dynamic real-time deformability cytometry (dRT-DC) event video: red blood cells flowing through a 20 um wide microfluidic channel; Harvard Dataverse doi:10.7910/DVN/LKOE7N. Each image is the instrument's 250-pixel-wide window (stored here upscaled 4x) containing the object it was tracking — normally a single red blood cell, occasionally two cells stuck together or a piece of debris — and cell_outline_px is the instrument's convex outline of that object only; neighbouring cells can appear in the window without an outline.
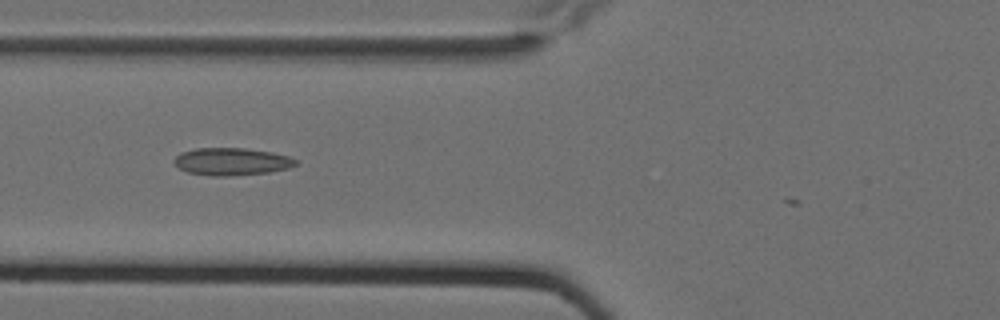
{"species": "Egyptian fruit bat (a non-hibernating species)", "species_latin": "Rousettus aegyptiacus", "temperature_condition": "cold", "stored_images_in_passage": 10, "camera_frame_rate_fps": 3000, "um_per_image_px": 0.085, "animal": {"sex": "female"}, "frame": {"image": 1, "passage_image": 7, "time_ms": 2.0, "image_size_px": [1000, 320], "cell_outline_px": [[296, 164], [288, 168], [268, 172], [228, 176], [212, 176], [188, 172], [180, 168], [172, 160], [180, 152], [196, 148], [244, 148], [272, 152], [288, 156], [296, 160]], "centroid_in_image_um": [19.66, 13.72], "position_along_channel_um": 106.1, "area_um2": 19.31}}
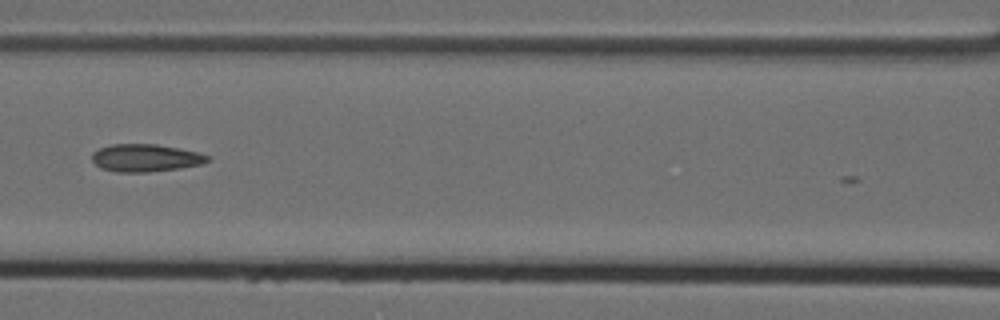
{"frame": {"image": 2, "passage_image": 8, "time_ms": 2.333, "image_size_px": [1000, 320], "cell_outline_px": [[212, 160], [200, 164], [180, 168], [148, 172], [116, 172], [100, 168], [92, 160], [92, 152], [100, 148], [112, 144], [156, 144], [180, 148], [196, 152], [208, 156]], "centroid_in_image_um": [12.35, 13.42], "position_along_channel_um": 154.2, "area_um2": 18.55}}